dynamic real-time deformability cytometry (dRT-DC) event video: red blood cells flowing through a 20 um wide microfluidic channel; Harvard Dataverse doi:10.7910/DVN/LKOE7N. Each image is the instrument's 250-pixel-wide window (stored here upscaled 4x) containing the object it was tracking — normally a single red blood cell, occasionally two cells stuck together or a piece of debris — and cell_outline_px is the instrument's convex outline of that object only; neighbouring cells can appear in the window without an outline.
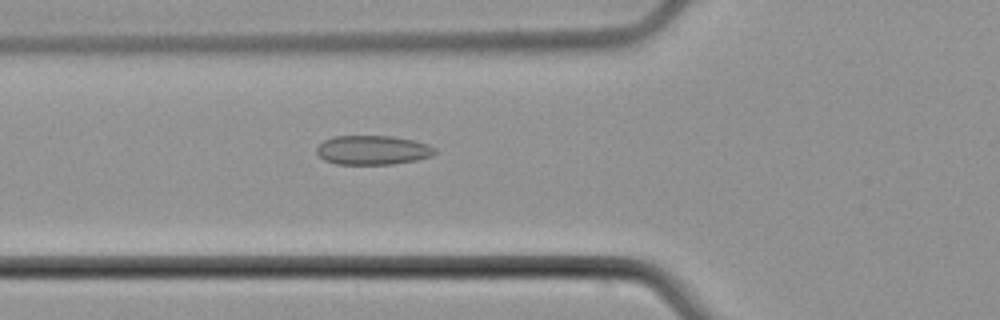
{"species": "common noctule bat (a hibernating species)", "species_latin": "Nyctalus noctula", "temperature_condition": "cold", "stored_images_in_passage": 5, "camera_frame_rate_fps": 3000, "um_per_image_px": 0.085, "animal": {"sex": "male", "body_mass_g": 21.5, "forearm_length_mm": 52.0}, "frame": {"image": 1, "passage_image": 5, "time_ms": 6.333, "image_size_px": [1000, 320], "cell_outline_px": [[436, 152], [432, 156], [416, 160], [392, 164], [336, 164], [324, 160], [316, 152], [316, 148], [324, 140], [332, 136], [392, 136], [412, 140], [428, 144], [436, 148]], "centroid_in_image_um": [31.68, 12.75], "position_along_channel_um": 94.1, "area_um2": 20.17}}